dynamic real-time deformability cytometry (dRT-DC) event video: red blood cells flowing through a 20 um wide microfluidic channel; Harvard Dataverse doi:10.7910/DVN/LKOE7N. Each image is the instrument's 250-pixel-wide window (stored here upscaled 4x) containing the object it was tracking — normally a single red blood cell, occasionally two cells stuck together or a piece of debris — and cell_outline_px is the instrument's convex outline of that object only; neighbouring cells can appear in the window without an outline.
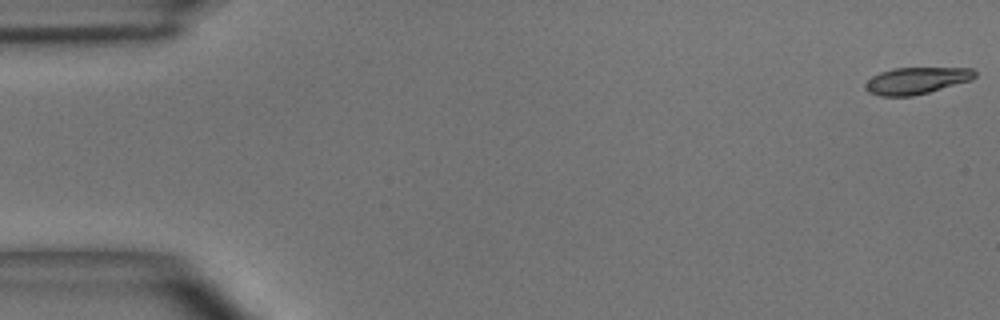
{"species": "common noctule bat (a hibernating species)", "species_latin": "Nyctalus noctula", "temperature_condition": "room temperature", "stored_images_in_passage": 10, "camera_frame_rate_fps": 3000, "um_per_image_px": 0.085, "animal": {"sex": "male", "body_mass_g": 15.6}, "frame": {"image": 1, "passage_image": 1, "time_ms": 0.0, "image_size_px": [1000, 320], "cell_outline_px": [[976, 76], [972, 80], [928, 92], [912, 96], [880, 96], [868, 92], [864, 88], [864, 84], [872, 76], [880, 72], [892, 68], [972, 68], [976, 72]], "centroid_in_image_um": [77.87, 6.85], "position_along_channel_um": 7.1, "area_um2": 17.11}}